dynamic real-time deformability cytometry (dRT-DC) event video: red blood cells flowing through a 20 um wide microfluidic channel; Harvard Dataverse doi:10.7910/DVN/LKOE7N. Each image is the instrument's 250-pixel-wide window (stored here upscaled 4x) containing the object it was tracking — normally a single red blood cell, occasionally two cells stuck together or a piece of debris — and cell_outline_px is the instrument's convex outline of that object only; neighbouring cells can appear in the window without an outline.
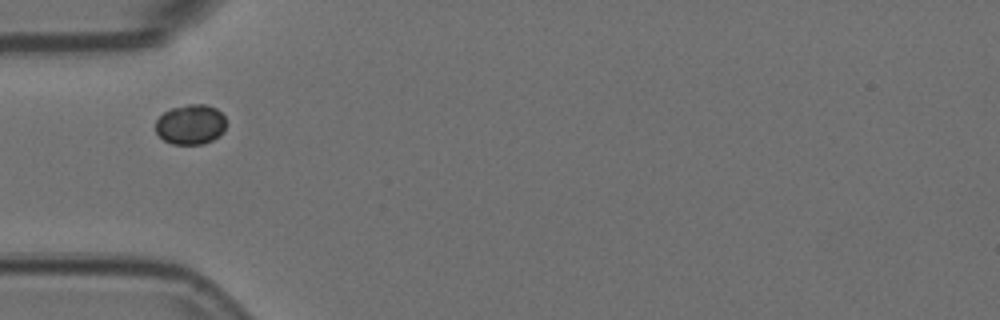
{"species": "Egyptian fruit bat (a non-hibernating species)", "species_latin": "Rousettus aegyptiacus", "temperature_condition": "room temperature", "stored_images_in_passage": 39, "camera_frame_rate_fps": 3000, "um_per_image_px": 0.085, "animal": {"sex": "female"}, "frame": {"image": 1, "passage_image": 1, "time_ms": 0.0, "image_size_px": [1000, 320], "cell_outline_px": [[224, 132], [220, 136], [204, 144], [172, 144], [164, 140], [156, 132], [156, 120], [164, 112], [172, 108], [188, 104], [204, 104], [216, 108], [224, 116]], "centroid_in_image_um": [16.2, 10.58], "position_along_channel_um": 68.8, "area_um2": 16.42}}
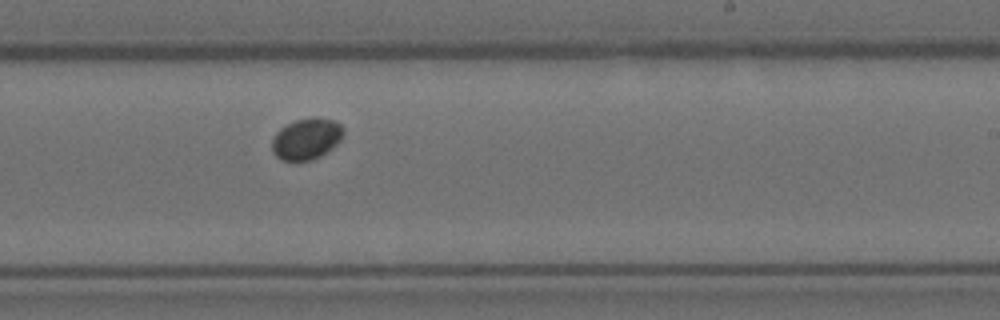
{"frame": {"image": 2, "passage_image": 17, "time_ms": 5.333, "image_size_px": [1000, 320], "cell_outline_px": [[344, 132], [340, 140], [332, 148], [320, 156], [312, 160], [280, 160], [272, 152], [272, 140], [276, 132], [280, 128], [296, 120], [312, 116], [316, 116], [336, 120], [344, 128]], "centroid_in_image_um": [26.06, 11.78], "position_along_channel_um": 262.9, "area_um2": 17.34}}
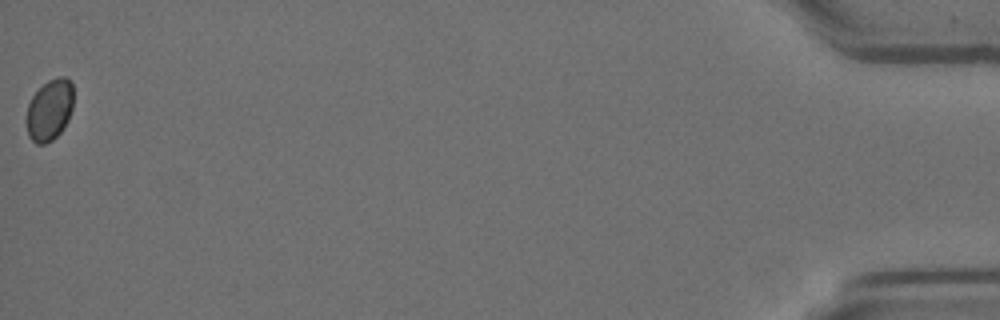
{"frame": {"image": 3, "passage_image": 39, "time_ms": 12.667, "image_size_px": [1000, 320], "cell_outline_px": [[72, 108], [68, 120], [64, 128], [52, 140], [44, 144], [36, 144], [28, 136], [28, 104], [32, 96], [48, 80], [60, 76], [64, 76], [72, 80]], "centroid_in_image_um": [4.24, 9.33], "position_along_channel_um": 431.0, "area_um2": 16.59}, "authors_computed_cell_mechanics": {"area_um2": 16.9354, "velocity_mm_per_s": 3.6493, "shape_relaxation_time_tau1_ms": 0.6514, "shape_relaxation_time_tau2_ms": null, "deformation_change_tau1": 0.0227, "deformation_change_tau2": null}}